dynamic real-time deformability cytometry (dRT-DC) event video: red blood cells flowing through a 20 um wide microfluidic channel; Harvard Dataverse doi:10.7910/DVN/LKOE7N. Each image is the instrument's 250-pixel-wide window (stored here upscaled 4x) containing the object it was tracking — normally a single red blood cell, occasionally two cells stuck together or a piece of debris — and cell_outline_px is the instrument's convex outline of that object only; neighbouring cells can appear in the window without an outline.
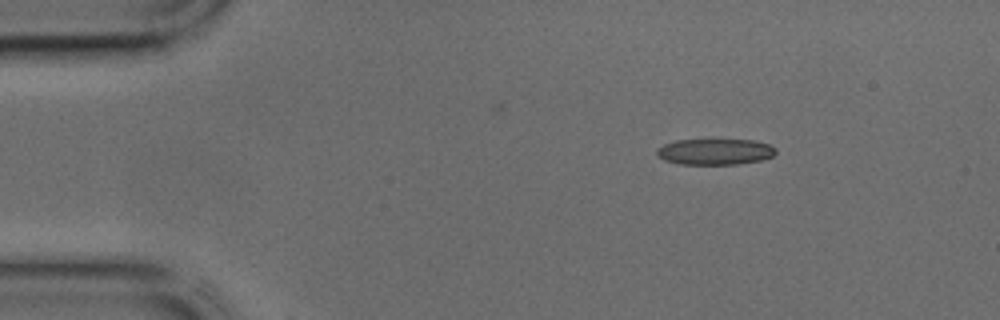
{"species": "common noctule bat (a hibernating species)", "species_latin": "Nyctalus noctula", "temperature_condition": "cold", "stored_images_in_passage": 3, "camera_frame_rate_fps": 3000, "um_per_image_px": 0.085, "animal": {"sex": "male", "body_mass_g": 17.9, "forearm_length_mm": 54.2}, "frame": {"image": 1, "passage_image": 1, "time_ms": 0.0, "image_size_px": [1000, 320], "cell_outline_px": [[776, 152], [772, 156], [760, 160], [736, 164], [680, 164], [664, 160], [656, 152], [656, 148], [664, 144], [676, 140], [756, 140], [768, 144], [776, 148]], "centroid_in_image_um": [60.77, 12.89], "position_along_channel_um": 24.2, "area_um2": 17.92}}